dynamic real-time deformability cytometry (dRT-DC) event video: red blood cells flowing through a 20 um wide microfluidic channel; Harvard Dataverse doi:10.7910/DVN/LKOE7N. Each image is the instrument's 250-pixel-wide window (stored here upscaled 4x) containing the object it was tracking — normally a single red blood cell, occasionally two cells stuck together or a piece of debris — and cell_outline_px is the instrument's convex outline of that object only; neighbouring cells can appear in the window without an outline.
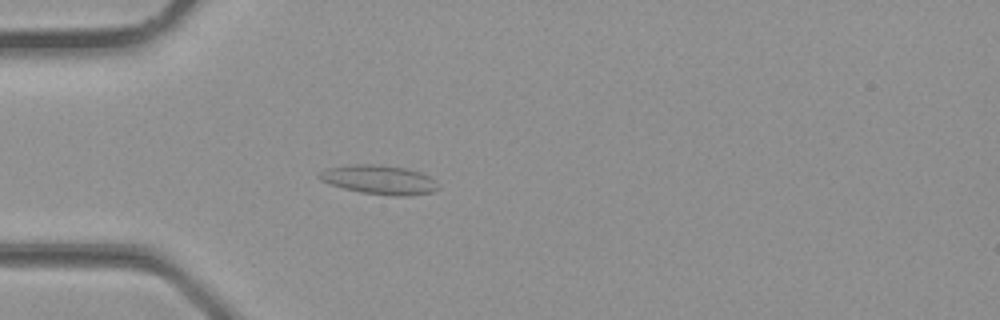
{"species": "common noctule bat (a hibernating species)", "species_latin": "Nyctalus noctula", "temperature_condition": "room temperature", "stored_images_in_passage": 33, "camera_frame_rate_fps": 3000, "um_per_image_px": 0.085, "animal": {"sex": "male", "body_mass_g": 23.1, "forearm_length_mm": 52.7}, "frame": {"image": 1, "passage_image": 9, "time_ms": 2.667, "image_size_px": [1000, 320], "cell_outline_px": [[440, 188], [432, 192], [408, 196], [392, 196], [360, 192], [344, 188], [320, 180], [316, 176], [320, 172], [328, 168], [352, 164], [380, 164], [404, 168], [420, 172], [428, 176], [440, 184]], "centroid_in_image_um": [32.26, 15.28], "position_along_channel_um": 52.7, "area_um2": 20.23}}
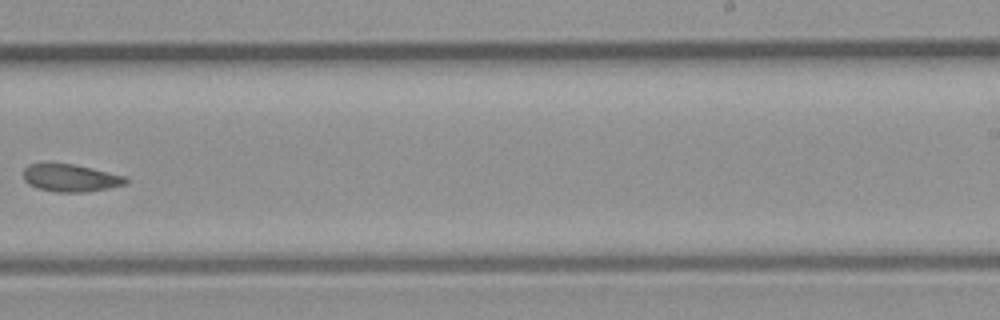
{"frame": {"image": 2, "passage_image": 21, "time_ms": 6.667, "image_size_px": [1000, 320], "cell_outline_px": [[128, 180], [124, 184], [108, 188], [84, 192], [56, 192], [36, 188], [28, 184], [24, 180], [24, 168], [28, 164], [44, 160], [48, 160], [76, 164], [124, 176]], "centroid_in_image_um": [5.88, 15.07], "position_along_channel_um": 283.1, "area_um2": 16.99}}
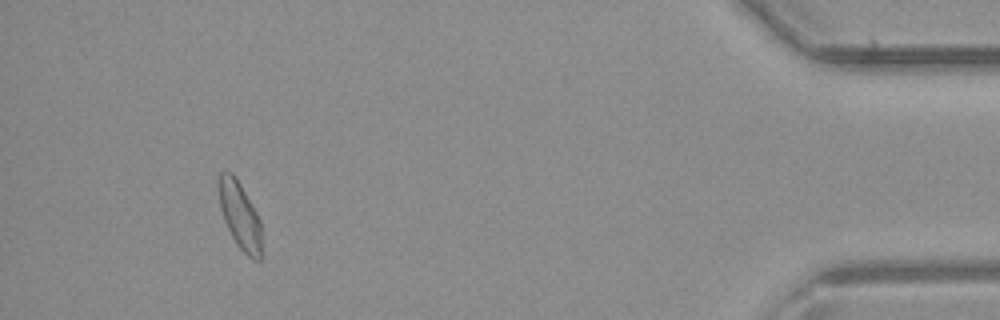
{"frame": {"image": 3, "passage_image": 31, "time_ms": 10.0, "image_size_px": [1000, 320], "cell_outline_px": [[260, 260], [252, 260], [236, 244], [224, 220], [220, 208], [220, 172], [232, 172], [240, 184], [256, 212], [260, 220]], "centroid_in_image_um": [20.39, 18.34], "position_along_channel_um": 414.8, "area_um2": 16.13}}